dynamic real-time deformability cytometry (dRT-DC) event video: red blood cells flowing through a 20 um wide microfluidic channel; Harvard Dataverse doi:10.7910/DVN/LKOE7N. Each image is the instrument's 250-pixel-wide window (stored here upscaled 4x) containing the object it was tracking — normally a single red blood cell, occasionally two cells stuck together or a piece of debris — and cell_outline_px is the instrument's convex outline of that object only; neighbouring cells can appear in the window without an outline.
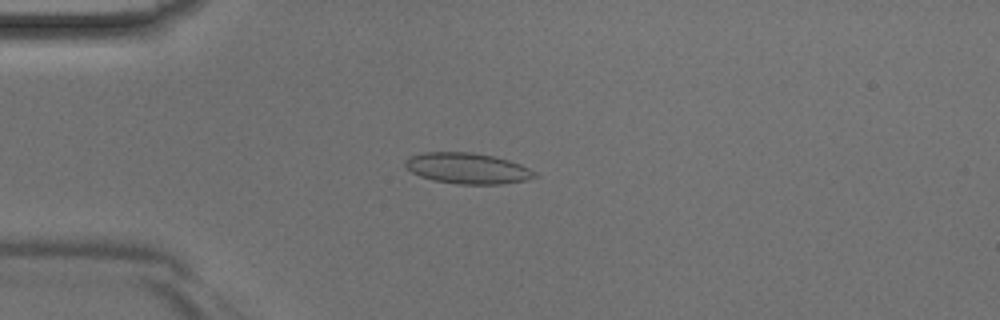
{"species": "Egyptian fruit bat (a non-hibernating species)", "species_latin": "Rousettus aegyptiacus", "temperature_condition": "room temperature", "stored_images_in_passage": 38, "camera_frame_rate_fps": 3000, "um_per_image_px": 0.085, "animal": {"sex": "male"}, "frame": {"image": 1, "passage_image": 5, "time_ms": 1.333, "image_size_px": [1000, 320], "cell_outline_px": [[540, 176], [524, 180], [500, 184], [460, 184], [432, 180], [420, 176], [412, 172], [404, 164], [408, 156], [424, 152], [472, 152], [496, 156], [520, 164], [536, 172]], "centroid_in_image_um": [39.74, 14.3], "position_along_channel_um": 45.3, "area_um2": 23.29}}
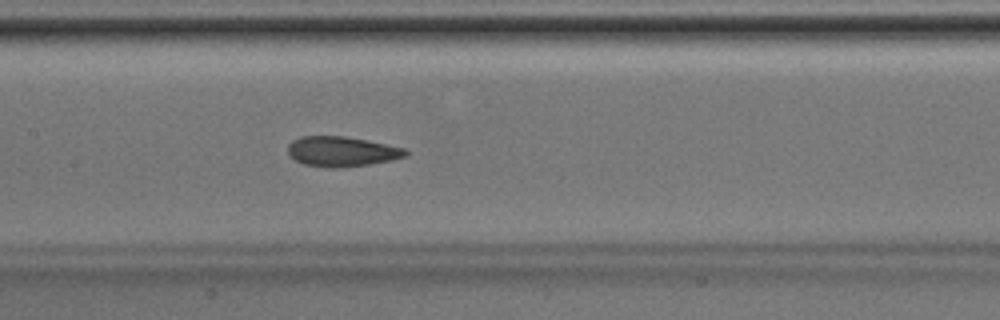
{"frame": {"image": 2, "passage_image": 15, "time_ms": 4.667, "image_size_px": [1000, 320], "cell_outline_px": [[408, 156], [392, 160], [368, 164], [336, 168], [332, 168], [304, 164], [296, 160], [288, 152], [288, 144], [292, 140], [300, 136], [344, 136], [368, 140], [404, 148], [408, 152]], "centroid_in_image_um": [29.06, 12.87], "position_along_channel_um": 178.3, "area_um2": 20.52}}
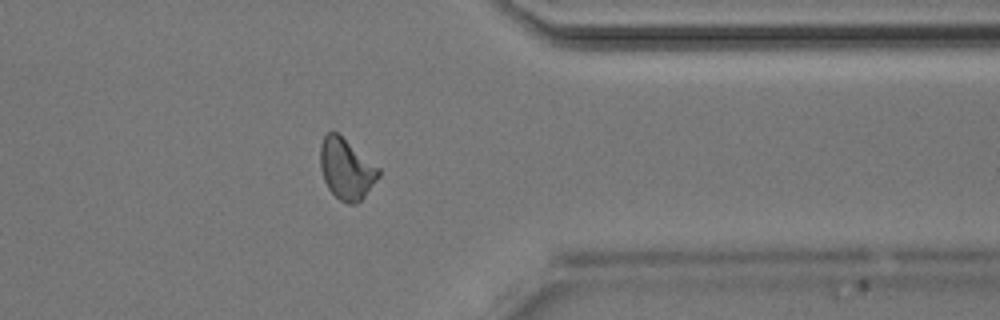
{"frame": {"image": 3, "passage_image": 29, "time_ms": 9.333, "image_size_px": [1000, 320], "cell_outline_px": [[380, 176], [364, 196], [356, 204], [348, 204], [340, 200], [328, 188], [324, 180], [320, 168], [320, 144], [324, 136], [328, 132], [336, 132], [380, 168]], "centroid_in_image_um": [29.43, 14.37], "position_along_channel_um": 382.0, "area_um2": 20.46}}